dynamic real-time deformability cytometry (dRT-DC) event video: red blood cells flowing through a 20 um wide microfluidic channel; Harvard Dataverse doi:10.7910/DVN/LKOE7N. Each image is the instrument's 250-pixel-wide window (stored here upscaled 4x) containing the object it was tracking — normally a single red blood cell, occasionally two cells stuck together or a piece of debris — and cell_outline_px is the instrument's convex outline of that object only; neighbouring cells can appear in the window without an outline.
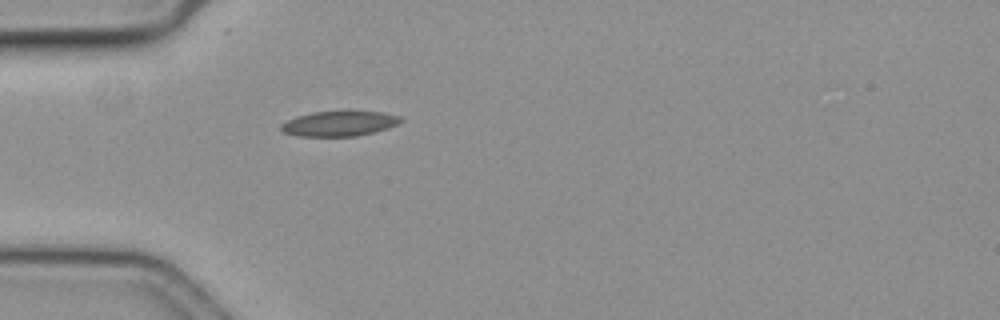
{"species": "common noctule bat (a hibernating species)", "species_latin": "Nyctalus noctula", "temperature_condition": "cold", "stored_images_in_passage": 42, "camera_frame_rate_fps": 3000, "um_per_image_px": 0.085, "animal": {"sex": "female", "body_mass_g": 19.3, "forearm_length_mm": 54.1}, "frame": {"image": 1, "passage_image": 1, "time_ms": 0.0, "image_size_px": [1000, 320], "cell_outline_px": [[404, 120], [388, 128], [356, 136], [296, 136], [280, 132], [280, 124], [296, 116], [312, 112], [348, 108], [380, 112], [400, 116]], "centroid_in_image_um": [28.81, 10.46], "position_along_channel_um": 56.2, "area_um2": 18.32}}
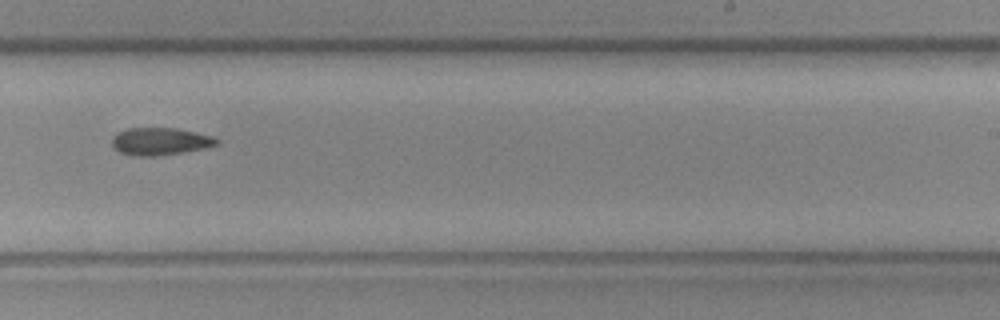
{"frame": {"image": 2, "passage_image": 20, "time_ms": 6.333, "image_size_px": [1000, 320], "cell_outline_px": [[220, 144], [204, 148], [184, 152], [156, 156], [136, 156], [120, 152], [112, 144], [112, 140], [120, 132], [128, 128], [176, 128], [196, 132], [212, 136], [220, 140]], "centroid_in_image_um": [13.68, 12.02], "position_along_channel_um": 275.3, "area_um2": 16.59}}
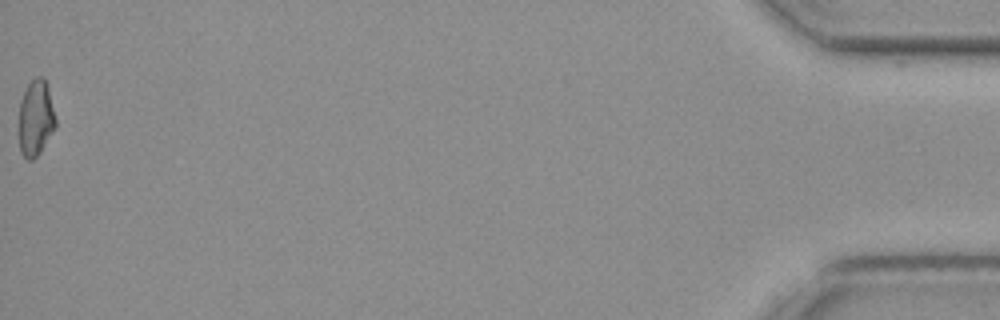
{"frame": {"image": 3, "passage_image": 42, "time_ms": 13.667, "image_size_px": [1000, 320], "cell_outline_px": [[56, 128], [40, 152], [32, 160], [28, 160], [20, 152], [20, 100], [28, 84], [36, 76], [44, 76], [48, 84], [56, 120]], "centroid_in_image_um": [3.07, 10.01], "position_along_channel_um": 432.1, "area_um2": 16.3}, "authors_computed_cell_mechanics": {"area_um2": 16.5886, "velocity_mm_per_s": 3.5795, "shape_relaxation_time_tau1_ms": 8.5923, "shape_relaxation_time_tau2_ms": null, "deformation_change_tau1": 0.1269, "deformation_change_tau2": null}}